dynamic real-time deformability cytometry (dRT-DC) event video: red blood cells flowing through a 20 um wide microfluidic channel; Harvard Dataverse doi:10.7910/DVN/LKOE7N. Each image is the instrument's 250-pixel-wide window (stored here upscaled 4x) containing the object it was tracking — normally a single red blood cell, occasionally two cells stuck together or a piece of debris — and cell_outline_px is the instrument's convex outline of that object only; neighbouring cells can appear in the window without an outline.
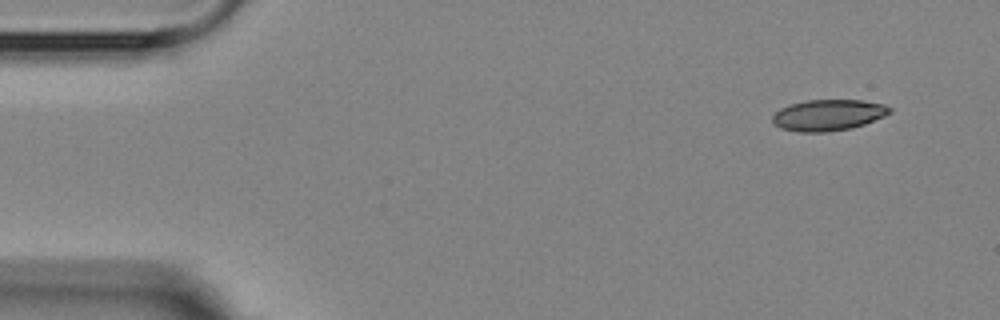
{"species": "Egyptian fruit bat (a non-hibernating species)", "species_latin": "Rousettus aegyptiacus", "temperature_condition": "room temperature", "stored_images_in_passage": 5, "camera_frame_rate_fps": 3000, "um_per_image_px": 0.085, "animal": {"sex": "female"}, "frame": {"image": 1, "passage_image": 1, "time_ms": 0.0, "image_size_px": [1000, 320], "cell_outline_px": [[892, 112], [884, 116], [864, 124], [852, 128], [824, 132], [800, 132], [780, 128], [772, 120], [772, 116], [780, 108], [804, 100], [864, 100], [884, 104], [892, 108]], "centroid_in_image_um": [70.42, 9.77], "position_along_channel_um": 14.6, "area_um2": 21.27}}
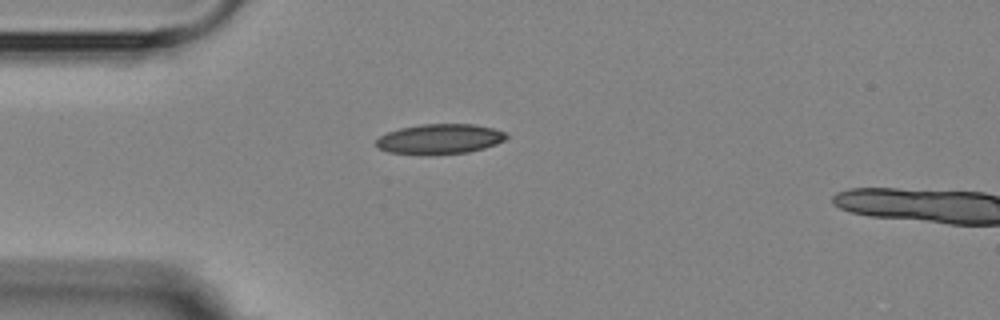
{"frame": {"image": 2, "passage_image": 4, "time_ms": 3.333, "image_size_px": [1000, 320], "cell_outline_px": [[508, 136], [504, 140], [496, 144], [484, 148], [468, 152], [428, 156], [416, 156], [388, 152], [376, 148], [376, 140], [380, 136], [388, 132], [400, 128], [420, 124], [472, 124], [492, 128], [508, 132]], "centroid_in_image_um": [37.34, 11.84], "position_along_channel_um": 47.7, "area_um2": 23.35}}